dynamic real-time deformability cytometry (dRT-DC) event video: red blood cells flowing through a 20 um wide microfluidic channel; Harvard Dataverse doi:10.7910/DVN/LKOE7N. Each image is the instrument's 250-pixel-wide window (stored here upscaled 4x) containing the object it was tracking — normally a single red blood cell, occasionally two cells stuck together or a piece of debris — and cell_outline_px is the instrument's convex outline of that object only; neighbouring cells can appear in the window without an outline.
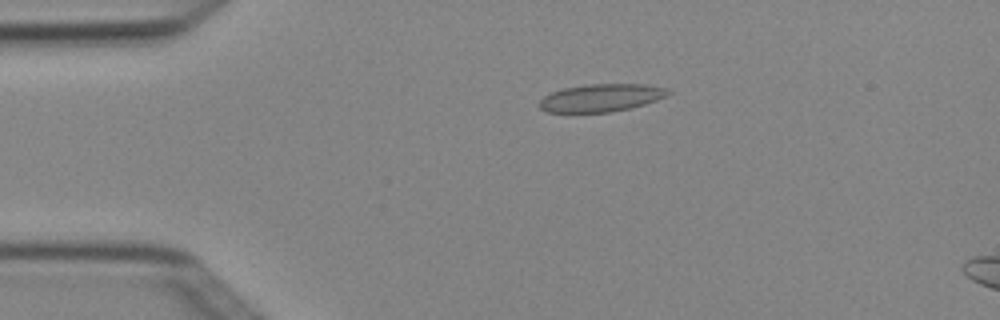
{"species": "Egyptian fruit bat (a non-hibernating species)", "species_latin": "Rousettus aegyptiacus", "temperature_condition": "cold", "stored_images_in_passage": 5, "camera_frame_rate_fps": 3000, "um_per_image_px": 0.085, "animal": {"sex": "female"}, "frame": {"image": 1, "passage_image": 3, "time_ms": 0.667, "image_size_px": [1000, 320], "cell_outline_px": [[672, 92], [656, 100], [644, 104], [612, 112], [544, 112], [536, 104], [544, 96], [552, 92], [564, 88], [584, 84], [648, 84], [664, 88]], "centroid_in_image_um": [51.04, 8.31], "position_along_channel_um": 34.0, "area_um2": 20.75}}